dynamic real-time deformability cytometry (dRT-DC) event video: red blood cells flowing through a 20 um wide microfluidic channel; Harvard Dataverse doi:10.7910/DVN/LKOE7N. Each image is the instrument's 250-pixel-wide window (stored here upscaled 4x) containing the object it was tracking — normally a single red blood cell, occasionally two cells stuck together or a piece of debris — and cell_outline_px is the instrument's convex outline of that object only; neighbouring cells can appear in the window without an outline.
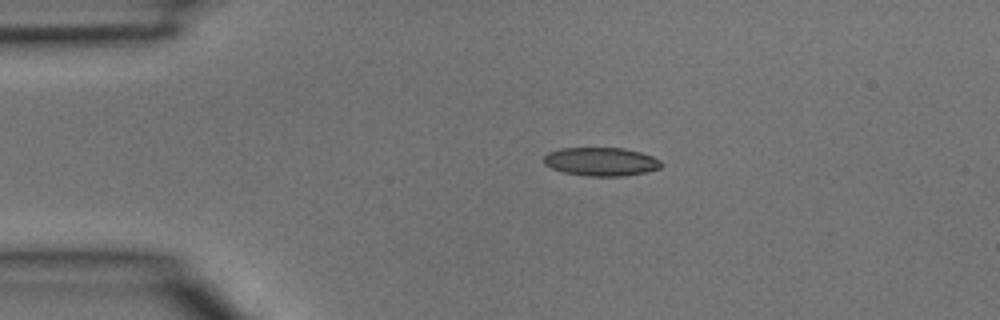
{"species": "common noctule bat (a hibernating species)", "species_latin": "Nyctalus noctula", "temperature_condition": "room temperature", "stored_images_in_passage": 2, "camera_frame_rate_fps": 3000, "um_per_image_px": 0.085, "animal": {"sex": "male", "body_mass_g": 15.6}, "frame": {"image": 1, "passage_image": 1, "time_ms": 0.0, "image_size_px": [1000, 320], "cell_outline_px": [[664, 164], [660, 168], [644, 172], [624, 176], [588, 176], [564, 172], [552, 168], [544, 164], [544, 156], [548, 152], [560, 148], [624, 148], [640, 152], [652, 156], [660, 160]], "centroid_in_image_um": [51.09, 13.73], "position_along_channel_um": 33.9, "area_um2": 19.48}}